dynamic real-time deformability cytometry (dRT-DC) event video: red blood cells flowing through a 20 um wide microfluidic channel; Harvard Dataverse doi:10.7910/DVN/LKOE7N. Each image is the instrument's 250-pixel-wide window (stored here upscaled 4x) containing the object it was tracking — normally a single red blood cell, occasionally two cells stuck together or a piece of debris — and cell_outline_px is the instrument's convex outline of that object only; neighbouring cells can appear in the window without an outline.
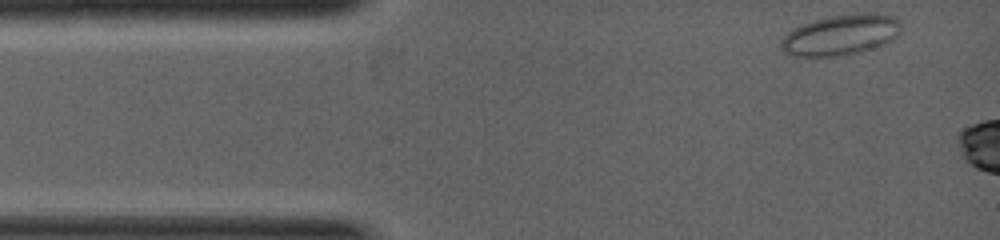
{"species": "common noctule bat (a hibernating species)", "species_latin": "Nyctalus noctula", "temperature_condition": "warm", "stored_images_in_passage": 4, "camera_frame_rate_fps": 5000, "um_per_image_px": 0.085, "animal": {"sex": "female", "body_mass_g": 19.0, "forearm_length_mm": 53.3}, "frame": {"image": 1, "passage_image": 1, "time_ms": 0.0, "image_size_px": [1000, 240], "cell_outline_px": [[900, 32], [892, 40], [884, 44], [860, 52], [844, 56], [792, 56], [784, 52], [780, 48], [780, 44], [784, 36], [792, 28], [816, 20], [832, 16], [876, 12], [900, 20]], "centroid_in_image_um": [71.45, 2.99], "position_along_channel_um": 13.5, "area_um2": 28.21}}